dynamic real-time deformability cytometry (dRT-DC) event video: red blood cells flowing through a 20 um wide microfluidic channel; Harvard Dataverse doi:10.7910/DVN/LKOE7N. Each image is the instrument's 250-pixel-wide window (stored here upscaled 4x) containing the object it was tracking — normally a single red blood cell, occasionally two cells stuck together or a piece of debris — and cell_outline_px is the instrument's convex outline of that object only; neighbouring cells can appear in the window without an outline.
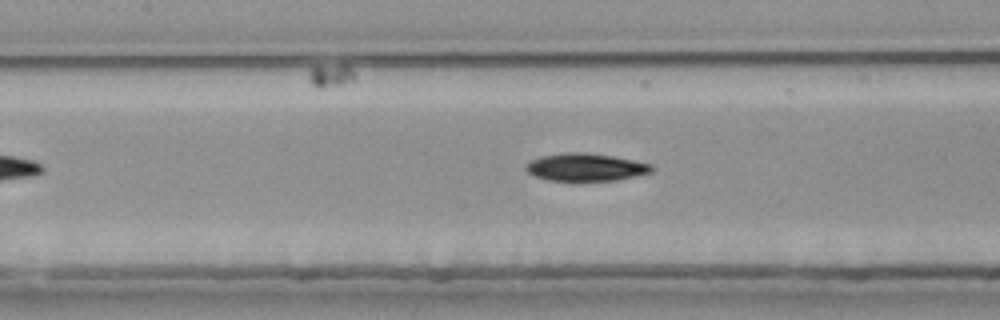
{"species": "common noctule bat (a hibernating species)", "species_latin": "Nyctalus noctula", "temperature_condition": "room temperature", "stored_images_in_passage": 35, "camera_frame_rate_fps": 3000, "um_per_image_px": 0.085, "animal": {"sex": "female", "body_mass_g": 25.1}, "frame": {"image": 1, "passage_image": 16, "time_ms": 5.0, "image_size_px": [1000, 320], "cell_outline_px": [[656, 168], [652, 172], [616, 180], [580, 184], [548, 180], [536, 176], [528, 172], [524, 168], [532, 160], [540, 156], [564, 152], [584, 152], [612, 156], [652, 164]], "centroid_in_image_um": [49.78, 14.26], "position_along_channel_um": 157.6, "area_um2": 21.04}}